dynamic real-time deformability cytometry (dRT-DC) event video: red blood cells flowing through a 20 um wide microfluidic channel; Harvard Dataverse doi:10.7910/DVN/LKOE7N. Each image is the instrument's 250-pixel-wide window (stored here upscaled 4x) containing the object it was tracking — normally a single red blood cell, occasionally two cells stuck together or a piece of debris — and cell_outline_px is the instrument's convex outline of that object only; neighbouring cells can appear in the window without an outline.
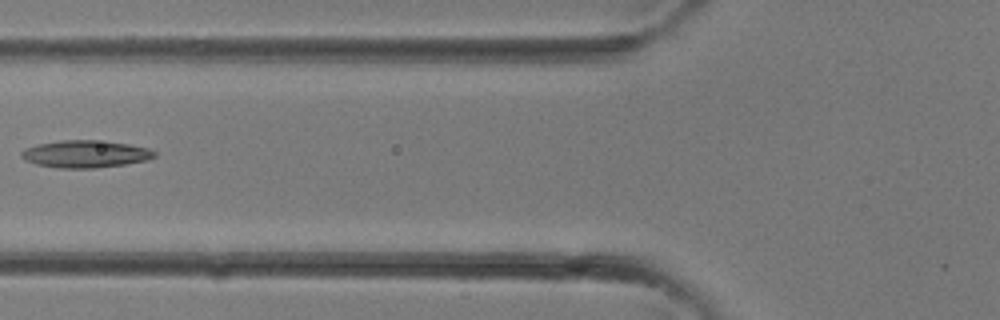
{"species": "common noctule bat (a hibernating species)", "species_latin": "Nyctalus noctula", "temperature_condition": "room temperature", "stored_images_in_passage": 11, "camera_frame_rate_fps": 3000, "um_per_image_px": 0.085, "animal": {"sex": "female"}, "frame": {"image": 1, "passage_image": 10, "time_ms": 3.0, "image_size_px": [1000, 320], "cell_outline_px": [[156, 156], [148, 160], [124, 164], [96, 168], [56, 168], [36, 164], [20, 156], [20, 152], [24, 148], [36, 144], [60, 140], [92, 140], [128, 144], [148, 148], [156, 152]], "centroid_in_image_um": [7.24, 13.09], "position_along_channel_um": 118.6, "area_um2": 21.15}}